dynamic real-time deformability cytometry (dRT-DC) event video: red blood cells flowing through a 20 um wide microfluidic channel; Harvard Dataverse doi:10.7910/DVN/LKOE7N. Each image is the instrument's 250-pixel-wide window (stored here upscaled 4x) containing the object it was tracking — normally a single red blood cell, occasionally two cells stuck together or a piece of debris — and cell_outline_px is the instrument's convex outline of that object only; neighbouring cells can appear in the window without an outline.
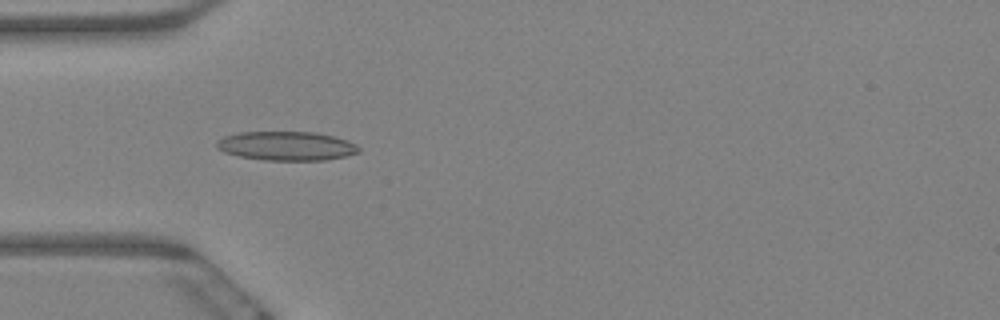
{"species": "Egyptian fruit bat (a non-hibernating species)", "species_latin": "Rousettus aegyptiacus", "temperature_condition": "warm", "stored_images_in_passage": 61, "camera_frame_rate_fps": 3000, "um_per_image_px": 0.085, "animal": {"sex": "female"}, "frame": {"image": 1, "passage_image": 18, "time_ms": 5.667, "image_size_px": [1000, 320], "cell_outline_px": [[360, 152], [344, 156], [324, 160], [264, 160], [240, 156], [224, 152], [216, 148], [216, 144], [224, 136], [240, 132], [316, 132], [348, 140], [356, 144], [360, 148]], "centroid_in_image_um": [24.37, 12.4], "position_along_channel_um": 60.6, "area_um2": 23.93}}
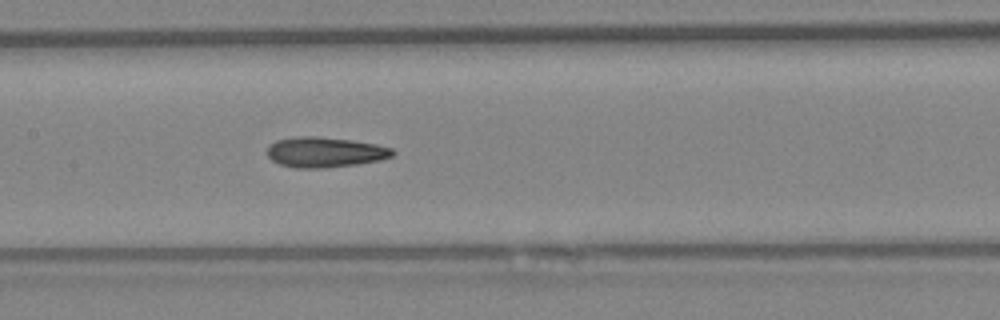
{"frame": {"image": 2, "passage_image": 29, "time_ms": 9.333, "image_size_px": [1000, 320], "cell_outline_px": [[396, 152], [392, 156], [380, 160], [356, 164], [324, 168], [296, 168], [280, 164], [272, 160], [268, 156], [268, 144], [276, 140], [300, 136], [316, 136], [352, 140], [376, 144], [392, 148]], "centroid_in_image_um": [27.62, 12.93], "position_along_channel_um": 179.8, "area_um2": 22.14}}
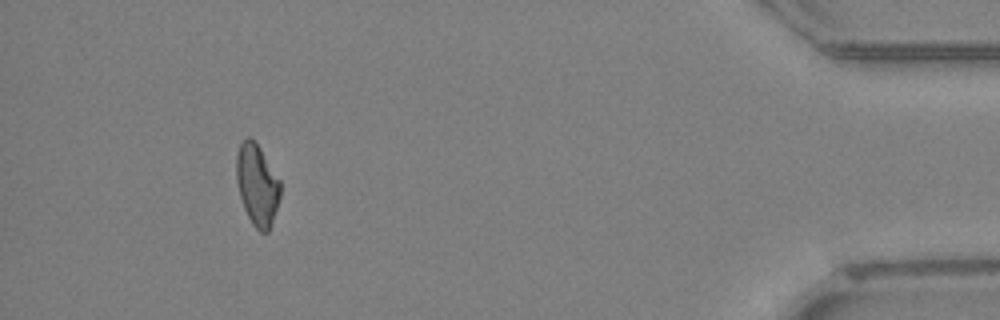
{"frame": {"image": 3, "passage_image": 56, "time_ms": 18.333, "image_size_px": [1000, 320], "cell_outline_px": [[280, 196], [272, 224], [268, 232], [260, 232], [252, 224], [244, 208], [240, 196], [236, 180], [236, 156], [240, 144], [248, 136], [260, 148], [280, 180]], "centroid_in_image_um": [21.85, 15.73], "position_along_channel_um": 413.3, "area_um2": 20.63}, "authors_computed_cell_mechanics": {"area_um2": 21.5594, "velocity_mm_per_s": 3.3078, "shape_relaxation_time_tau1_ms": null, "shape_relaxation_time_tau2_ms": 4.3225, "deformation_change_tau1": null, "deformation_change_tau2": 0.1172}}